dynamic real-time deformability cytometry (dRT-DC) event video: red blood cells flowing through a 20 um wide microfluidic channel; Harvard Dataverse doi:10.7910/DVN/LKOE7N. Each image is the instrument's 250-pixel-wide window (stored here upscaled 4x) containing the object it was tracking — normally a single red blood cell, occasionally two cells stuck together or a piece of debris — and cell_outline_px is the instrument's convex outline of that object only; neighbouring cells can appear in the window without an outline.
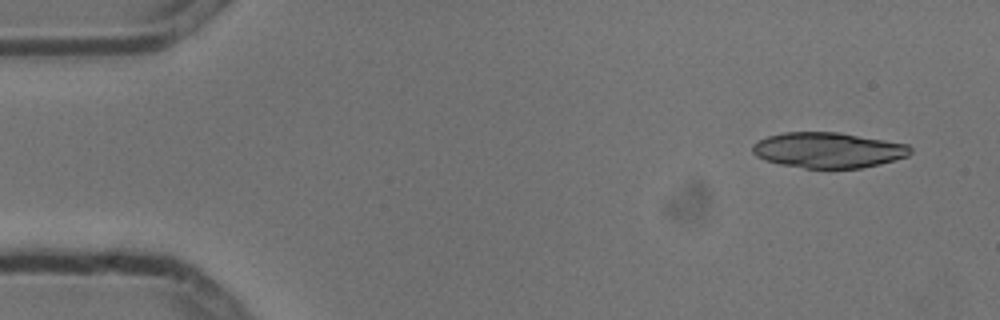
{"species": "common noctule bat (a hibernating species)", "species_latin": "Nyctalus noctula", "temperature_condition": "cold", "stored_images_in_passage": 5, "camera_frame_rate_fps": 3000, "um_per_image_px": 0.085, "animal": {"sex": "male", "body_mass_g": 13.3}, "frame": {"image": 1, "passage_image": 1, "time_ms": 0.0, "image_size_px": [1000, 320], "cell_outline_px": [[912, 152], [908, 156], [880, 164], [860, 168], [804, 168], [780, 164], [764, 160], [756, 156], [752, 152], [752, 144], [768, 136], [784, 132], [840, 132], [908, 144], [912, 148]], "centroid_in_image_um": [70.4, 12.76], "position_along_channel_um": 14.6, "area_um2": 32.77}}
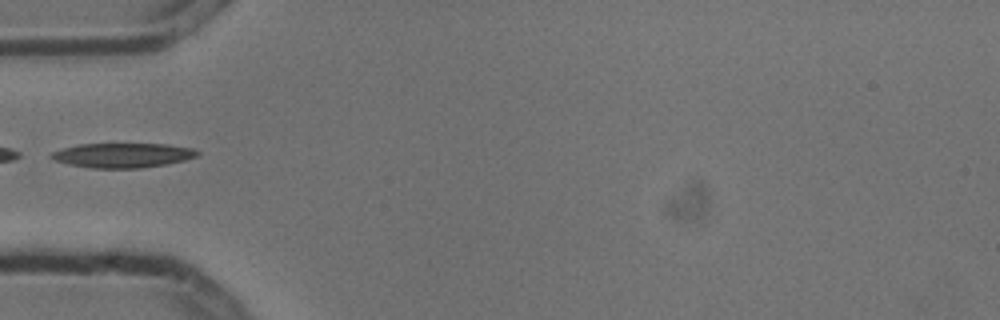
{"frame": {"image": 2, "passage_image": 5, "time_ms": 1.333, "image_size_px": [1000, 320], "cell_outline_px": [[200, 152], [196, 156], [184, 160], [164, 164], [140, 168], [92, 168], [68, 164], [56, 160], [48, 156], [52, 152], [76, 144], [168, 144], [192, 148]], "centroid_in_image_um": [10.41, 13.19], "position_along_channel_um": 74.6, "area_um2": 20.75}}